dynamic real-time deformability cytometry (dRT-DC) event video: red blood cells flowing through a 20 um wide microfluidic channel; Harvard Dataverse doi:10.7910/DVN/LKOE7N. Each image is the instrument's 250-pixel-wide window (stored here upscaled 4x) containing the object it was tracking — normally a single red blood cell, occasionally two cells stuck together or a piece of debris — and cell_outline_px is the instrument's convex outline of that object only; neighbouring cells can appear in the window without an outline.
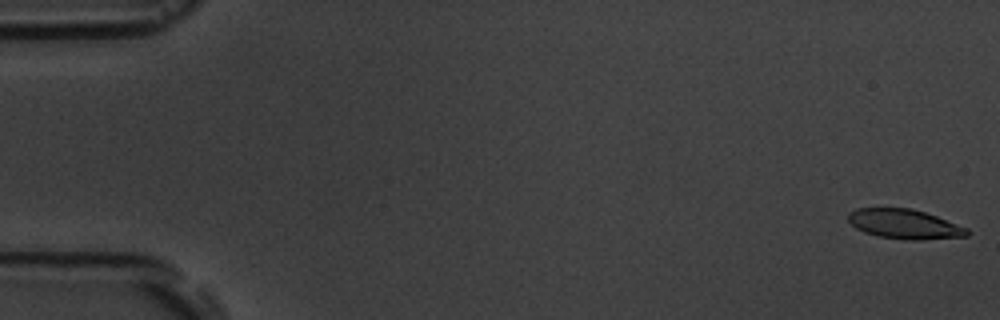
{"species": "common noctule bat (a hibernating species)", "species_latin": "Nyctalus noctula", "temperature_condition": "room temperature", "stored_images_in_passage": 7, "camera_frame_rate_fps": 3000, "um_per_image_px": 0.085, "animal": {"sex": "male", "body_mass_g": 19.5, "forearm_length_mm": 54.6}, "frame": {"image": 1, "passage_image": 1, "time_ms": 0.0, "image_size_px": [1000, 320], "cell_outline_px": [[968, 236], [920, 240], [904, 240], [880, 236], [864, 232], [856, 228], [848, 220], [848, 212], [856, 208], [912, 208], [936, 216], [968, 228]], "centroid_in_image_um": [76.87, 19.04], "position_along_channel_um": 8.1, "area_um2": 20.46}}
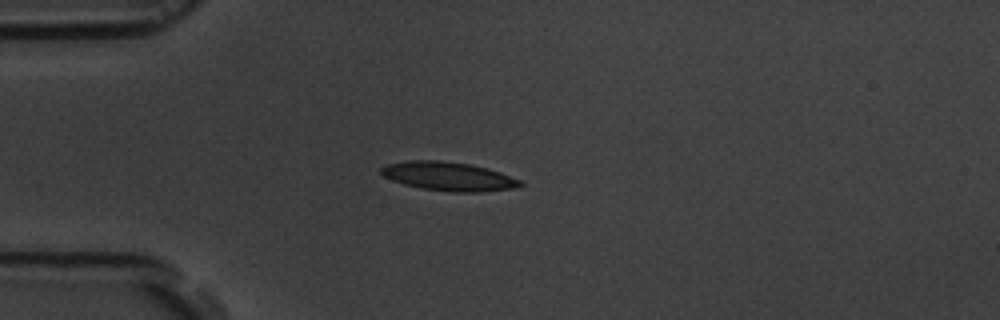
{"frame": {"image": 2, "passage_image": 5, "time_ms": 4.667, "image_size_px": [1000, 320], "cell_outline_px": [[524, 184], [520, 188], [480, 192], [452, 192], [424, 188], [404, 184], [392, 180], [384, 176], [380, 172], [380, 168], [384, 164], [408, 160], [440, 160], [468, 164], [488, 168], [500, 172], [520, 180]], "centroid_in_image_um": [38.14, 14.99], "position_along_channel_um": 46.9, "area_um2": 23.47}}
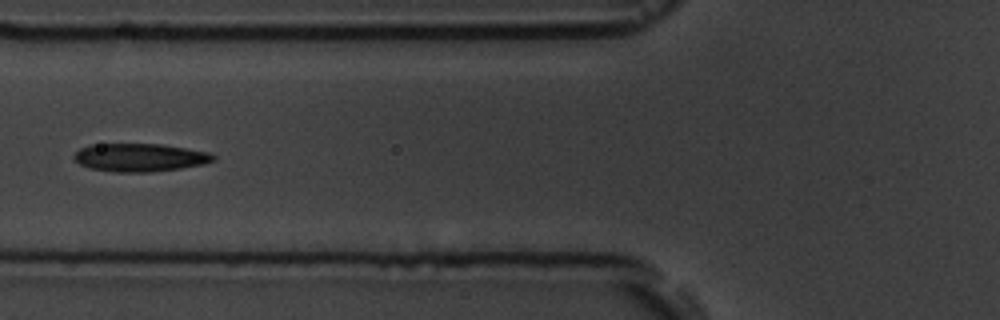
{"frame": {"image": 3, "passage_image": 7, "time_ms": 7.0, "image_size_px": [1000, 320], "cell_outline_px": [[216, 160], [204, 164], [180, 168], [152, 172], [116, 172], [88, 168], [80, 164], [72, 156], [80, 148], [88, 144], [160, 144], [208, 152], [216, 156]], "centroid_in_image_um": [11.87, 13.39], "position_along_channel_um": 113.9, "area_um2": 22.83}}